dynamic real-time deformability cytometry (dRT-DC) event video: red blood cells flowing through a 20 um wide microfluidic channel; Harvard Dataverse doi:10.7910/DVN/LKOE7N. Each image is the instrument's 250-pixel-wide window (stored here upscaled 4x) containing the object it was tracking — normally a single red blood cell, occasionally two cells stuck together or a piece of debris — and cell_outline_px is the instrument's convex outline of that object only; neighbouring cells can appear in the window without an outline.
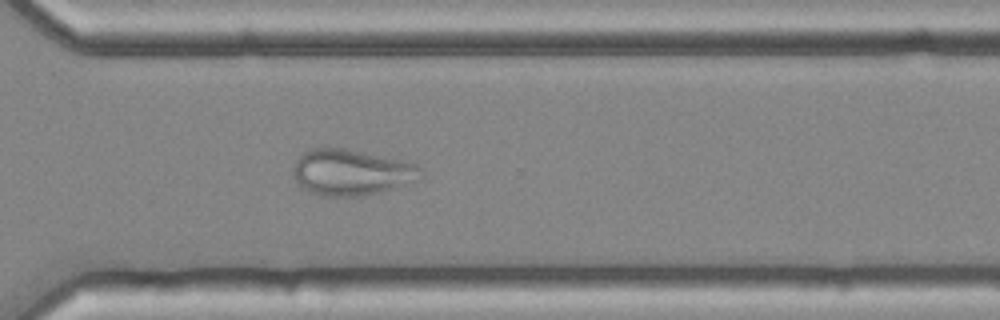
{"species": "common noctule bat (a hibernating species)", "species_latin": "Nyctalus noctula", "temperature_condition": "cold", "stored_images_in_passage": 56, "camera_frame_rate_fps": 3000, "um_per_image_px": 0.085, "animal": {"sex": "female", "body_mass_g": 25.1}, "frame": {"image": 1, "passage_image": 40, "time_ms": 13.0, "image_size_px": [1000, 320], "cell_outline_px": [[424, 180], [380, 192], [356, 196], [320, 196], [308, 192], [296, 180], [292, 172], [292, 168], [296, 160], [308, 148], [344, 148], [364, 152], [400, 160], [416, 164], [424, 172]], "centroid_in_image_um": [29.9, 14.66], "position_along_channel_um": 340.7, "area_um2": 34.51}}